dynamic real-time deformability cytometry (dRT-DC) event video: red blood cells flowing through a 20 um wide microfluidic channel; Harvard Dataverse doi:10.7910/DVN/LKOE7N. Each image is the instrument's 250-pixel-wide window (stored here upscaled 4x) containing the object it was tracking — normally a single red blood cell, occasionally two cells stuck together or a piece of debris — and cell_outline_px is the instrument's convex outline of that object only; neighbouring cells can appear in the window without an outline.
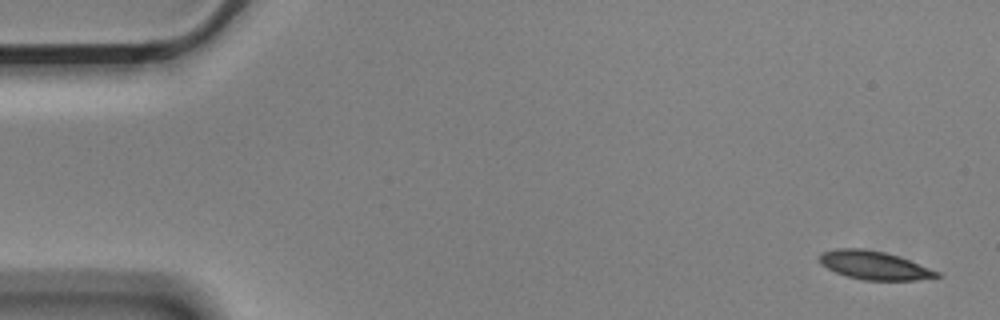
{"species": "Egyptian fruit bat (a non-hibernating species)", "species_latin": "Rousettus aegyptiacus", "temperature_condition": "cold", "stored_images_in_passage": 5, "camera_frame_rate_fps": 3000, "um_per_image_px": 0.085, "animal": {"sex": "male"}, "frame": {"image": 1, "passage_image": 1, "time_ms": 0.0, "image_size_px": [1000, 320], "cell_outline_px": [[940, 276], [916, 280], [864, 280], [848, 276], [836, 272], [820, 264], [820, 252], [836, 248], [864, 248], [884, 252], [900, 256], [940, 272]], "centroid_in_image_um": [74.3, 22.54], "position_along_channel_um": 10.7, "area_um2": 19.42}}
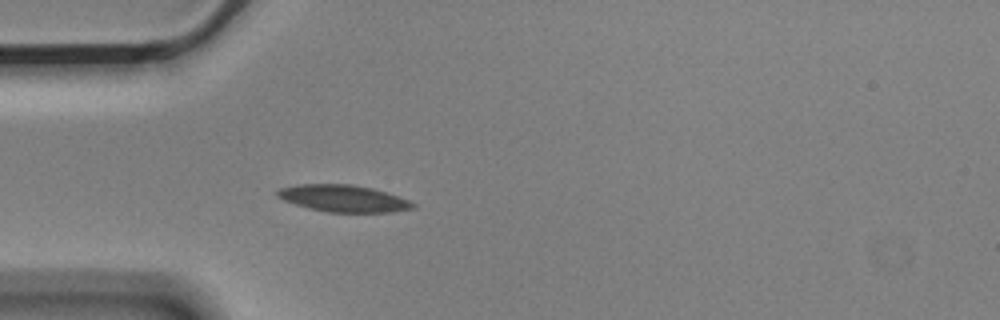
{"frame": {"image": 2, "passage_image": 5, "time_ms": 1.333, "image_size_px": [1000, 320], "cell_outline_px": [[416, 208], [392, 212], [328, 212], [308, 208], [284, 200], [276, 196], [276, 192], [280, 188], [300, 184], [352, 184], [372, 188], [408, 200], [416, 204]], "centroid_in_image_um": [29.18, 16.87], "position_along_channel_um": 55.8, "area_um2": 21.1}}